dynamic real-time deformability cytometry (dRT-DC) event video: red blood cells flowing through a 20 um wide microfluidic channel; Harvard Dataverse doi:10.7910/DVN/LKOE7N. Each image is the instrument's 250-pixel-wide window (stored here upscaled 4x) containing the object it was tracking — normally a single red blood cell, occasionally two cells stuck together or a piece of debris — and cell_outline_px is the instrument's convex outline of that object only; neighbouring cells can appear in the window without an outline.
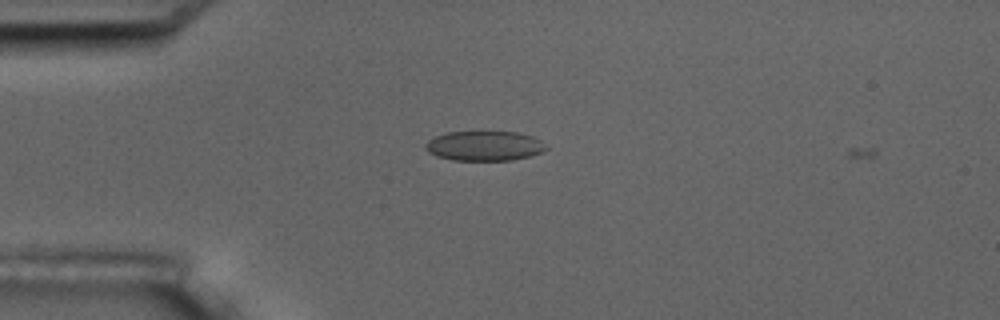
{"species": "common noctule bat (a hibernating species)", "species_latin": "Nyctalus noctula", "temperature_condition": "room temperature", "stored_images_in_passage": 1, "camera_frame_rate_fps": 3000, "um_per_image_px": 0.085, "animal": {"sex": "male", "body_mass_g": 17.5, "forearm_length_mm": 52.3}, "frame": {"image": 1, "passage_image": 1, "time_ms": 0.0, "image_size_px": [1000, 320], "cell_outline_px": [[548, 148], [544, 152], [532, 156], [512, 160], [452, 160], [436, 156], [428, 152], [424, 148], [424, 144], [428, 140], [436, 136], [448, 132], [516, 132], [532, 136], [540, 140]], "centroid_in_image_um": [41.18, 12.41], "position_along_channel_um": 43.8, "area_um2": 21.04}}